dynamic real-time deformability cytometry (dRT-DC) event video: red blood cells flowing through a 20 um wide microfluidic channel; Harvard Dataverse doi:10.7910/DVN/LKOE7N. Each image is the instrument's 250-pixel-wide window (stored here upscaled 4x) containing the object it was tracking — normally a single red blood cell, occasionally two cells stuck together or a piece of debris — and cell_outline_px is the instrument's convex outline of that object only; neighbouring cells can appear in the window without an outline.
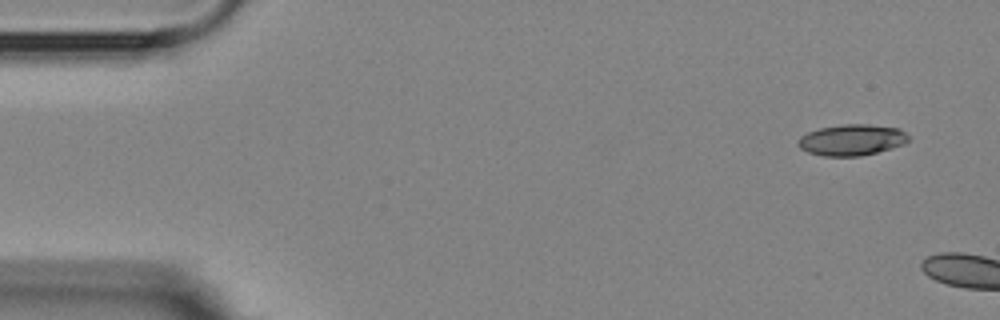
{"species": "Egyptian fruit bat (a non-hibernating species)", "species_latin": "Rousettus aegyptiacus", "temperature_condition": "room temperature", "stored_images_in_passage": 3, "camera_frame_rate_fps": 3000, "um_per_image_px": 0.085, "animal": {"sex": "female"}, "frame": {"image": 1, "passage_image": 1, "time_ms": 0.0, "image_size_px": [1000, 320], "cell_outline_px": [[908, 140], [904, 144], [892, 148], [860, 156], [824, 156], [808, 152], [800, 148], [796, 144], [796, 140], [800, 136], [808, 132], [820, 128], [844, 124], [868, 124], [900, 128], [908, 136]], "centroid_in_image_um": [72.37, 11.89], "position_along_channel_um": 12.6, "area_um2": 20.06}}